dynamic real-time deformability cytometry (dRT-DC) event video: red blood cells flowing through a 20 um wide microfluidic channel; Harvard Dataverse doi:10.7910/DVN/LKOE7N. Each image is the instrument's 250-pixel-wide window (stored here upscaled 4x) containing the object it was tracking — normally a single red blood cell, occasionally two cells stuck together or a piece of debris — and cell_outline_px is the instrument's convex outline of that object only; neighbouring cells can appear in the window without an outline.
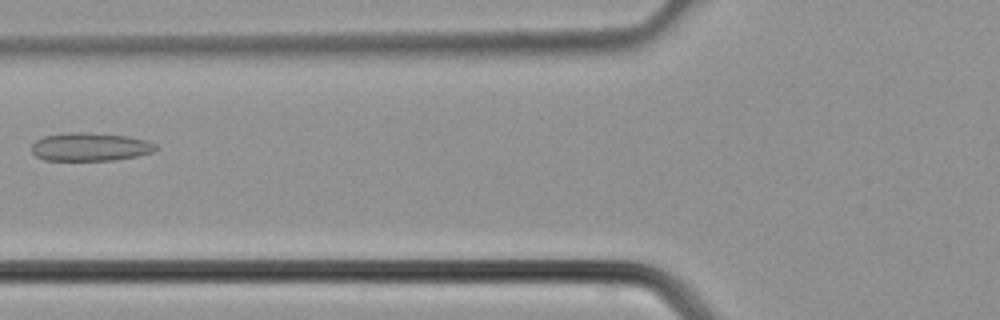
{"species": "common noctule bat (a hibernating species)", "species_latin": "Nyctalus noctula", "temperature_condition": "cold", "stored_images_in_passage": 38, "camera_frame_rate_fps": 3000, "um_per_image_px": 0.085, "animal": {"sex": "male", "body_mass_g": 21.5, "forearm_length_mm": 52.0}, "frame": {"image": 1, "passage_image": 15, "time_ms": 4.667, "image_size_px": [1000, 320], "cell_outline_px": [[156, 148], [152, 152], [136, 156], [112, 160], [44, 160], [36, 156], [32, 152], [32, 144], [36, 140], [44, 136], [68, 132], [88, 132], [128, 136], [148, 140], [156, 144]], "centroid_in_image_um": [7.65, 12.47], "position_along_channel_um": 118.1, "area_um2": 20.46}}
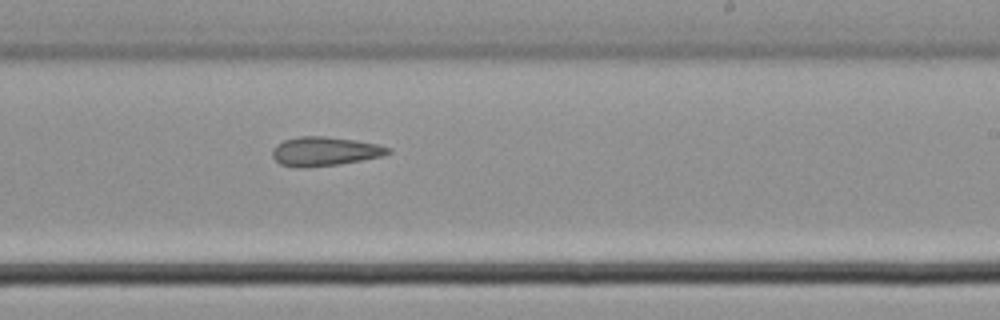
{"frame": {"image": 2, "passage_image": 23, "time_ms": 7.333, "image_size_px": [1000, 320], "cell_outline_px": [[392, 152], [380, 156], [360, 160], [336, 164], [304, 168], [300, 168], [280, 164], [272, 156], [272, 148], [276, 144], [284, 140], [300, 136], [324, 136], [356, 140], [380, 144], [392, 148]], "centroid_in_image_um": [27.59, 12.85], "position_along_channel_um": 261.4, "area_um2": 19.59}}
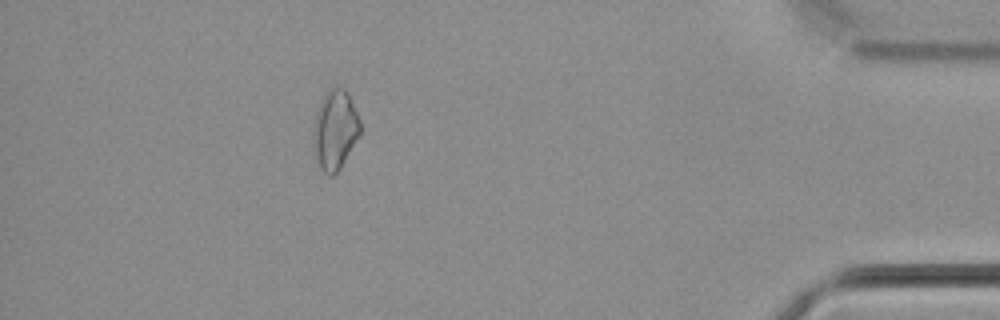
{"frame": {"image": 3, "passage_image": 34, "time_ms": 11.0, "image_size_px": [1000, 320], "cell_outline_px": [[360, 136], [340, 168], [332, 176], [328, 176], [320, 168], [316, 160], [312, 148], [312, 132], [316, 112], [320, 100], [324, 92], [328, 88], [336, 84], [344, 88], [360, 120]], "centroid_in_image_um": [28.44, 11.02], "position_along_channel_um": 406.8, "area_um2": 22.2}}